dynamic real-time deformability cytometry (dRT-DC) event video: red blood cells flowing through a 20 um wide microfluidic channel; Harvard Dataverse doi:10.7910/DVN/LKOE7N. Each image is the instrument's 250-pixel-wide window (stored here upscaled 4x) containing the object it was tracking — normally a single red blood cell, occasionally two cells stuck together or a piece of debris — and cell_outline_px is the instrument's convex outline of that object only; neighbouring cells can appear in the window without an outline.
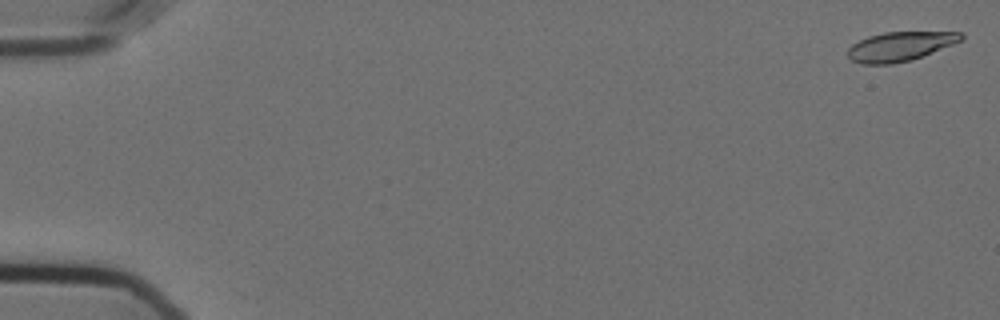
{"species": "Egyptian fruit bat (a non-hibernating species)", "species_latin": "Rousettus aegyptiacus", "temperature_condition": "cold", "stored_images_in_passage": 58, "camera_frame_rate_fps": 3000, "um_per_image_px": 0.085, "animal": {"sex": "female"}, "frame": {"image": 1, "passage_image": 2, "time_ms": 0.333, "image_size_px": [1000, 320], "cell_outline_px": [[964, 40], [912, 60], [892, 64], [860, 64], [852, 60], [848, 56], [848, 48], [852, 44], [868, 36], [884, 32], [964, 32]], "centroid_in_image_um": [76.52, 3.94], "position_along_channel_um": 8.5, "area_um2": 19.42}}
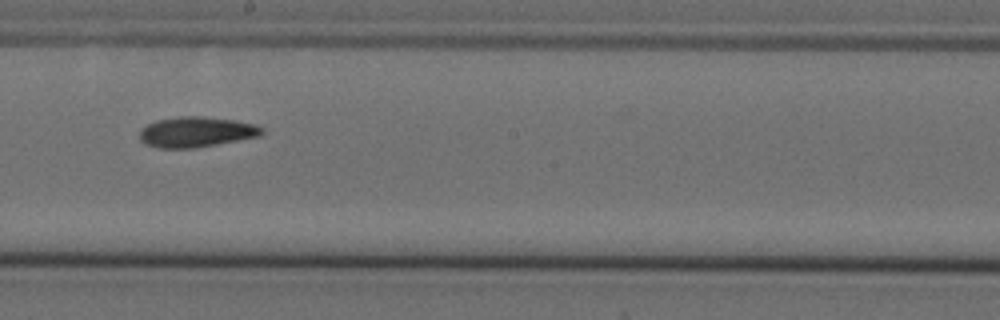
{"frame": {"image": 2, "passage_image": 34, "time_ms": 11.0, "image_size_px": [1000, 320], "cell_outline_px": [[264, 132], [260, 136], [216, 144], [192, 148], [156, 148], [144, 144], [140, 140], [140, 128], [156, 120], [180, 116], [200, 116], [236, 120], [256, 124], [264, 128]], "centroid_in_image_um": [16.67, 11.21], "position_along_channel_um": 231.5, "area_um2": 21.79}}
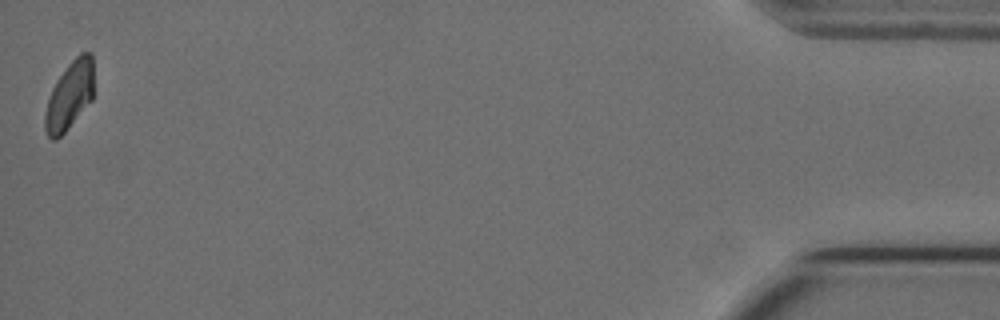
{"frame": {"image": 3, "passage_image": 58, "time_ms": 19.0, "image_size_px": [1000, 320], "cell_outline_px": [[92, 100], [68, 128], [56, 140], [52, 140], [48, 136], [44, 128], [44, 112], [52, 88], [56, 80], [68, 64], [80, 52], [92, 52]], "centroid_in_image_um": [5.88, 8.13], "position_along_channel_um": 429.3, "area_um2": 19.25}, "authors_computed_cell_mechanics": {"area_um2": 20.6346, "velocity_mm_per_s": 3.5595, "shape_relaxation_time_tau1_ms": 10.9509, "shape_relaxation_time_tau2_ms": 3.2242, "deformation_change_tau1": 0.2197, "deformation_change_tau2": 0.0854}}